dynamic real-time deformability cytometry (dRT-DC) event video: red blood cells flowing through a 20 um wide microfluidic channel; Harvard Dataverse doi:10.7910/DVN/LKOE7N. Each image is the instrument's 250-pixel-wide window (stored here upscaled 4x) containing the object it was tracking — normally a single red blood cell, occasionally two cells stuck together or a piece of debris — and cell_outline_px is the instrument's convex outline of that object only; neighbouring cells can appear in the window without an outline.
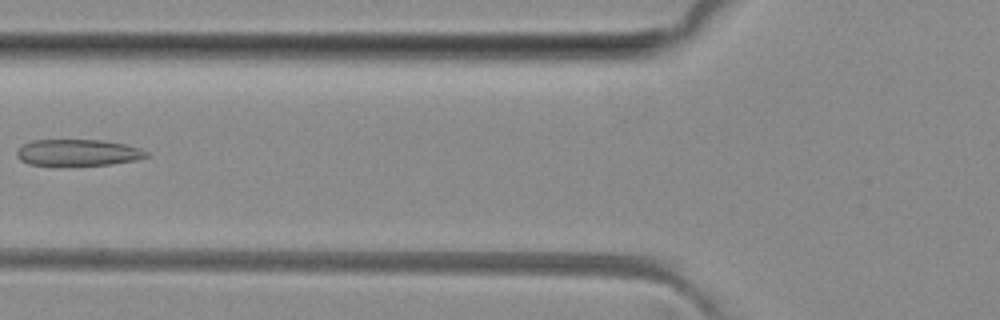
{"species": "common noctule bat (a hibernating species)", "species_latin": "Nyctalus noctula", "temperature_condition": "room temperature", "stored_images_in_passage": 6, "camera_frame_rate_fps": 3000, "um_per_image_px": 0.085, "animal": {"sex": "female", "body_mass_g": 29.2, "forearm_length_mm": 56.3}, "frame": {"image": 1, "passage_image": 6, "time_ms": 5.667, "image_size_px": [1000, 320], "cell_outline_px": [[152, 156], [136, 160], [108, 164], [28, 164], [20, 160], [16, 156], [16, 152], [24, 144], [32, 140], [100, 140], [124, 144], [140, 148], [148, 152]], "centroid_in_image_um": [6.66, 12.95], "position_along_channel_um": 119.1, "area_um2": 19.59}}